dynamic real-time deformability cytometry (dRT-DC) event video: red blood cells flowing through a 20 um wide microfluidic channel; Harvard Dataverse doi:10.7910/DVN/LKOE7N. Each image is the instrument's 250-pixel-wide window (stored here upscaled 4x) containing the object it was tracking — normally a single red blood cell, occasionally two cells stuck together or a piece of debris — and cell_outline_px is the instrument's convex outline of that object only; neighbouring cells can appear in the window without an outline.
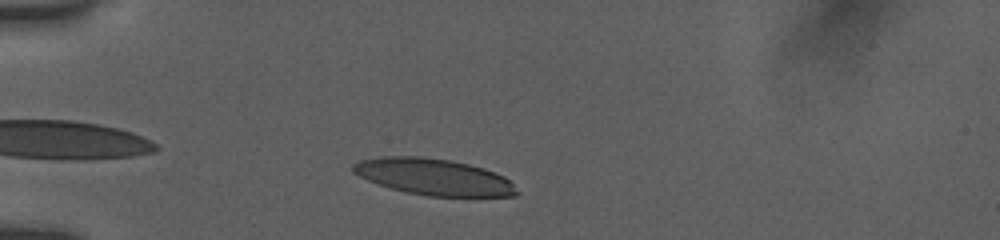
{"species": "human", "species_latin": "Homo sapiens", "temperature_condition": "room temperature", "stored_images_in_passage": 8, "camera_frame_rate_fps": 3000, "um_per_image_px": 0.085, "donor": {"sex": "female"}, "frame": {"image": 1, "passage_image": 2, "time_ms": 0.667, "image_size_px": [1000, 240], "cell_outline_px": [[520, 192], [516, 196], [428, 196], [408, 192], [392, 188], [368, 180], [352, 172], [352, 164], [360, 160], [380, 156], [420, 156], [452, 160], [468, 164], [504, 176]], "centroid_in_image_um": [36.84, 15.02], "position_along_channel_um": 48.2, "area_um2": 34.45}}
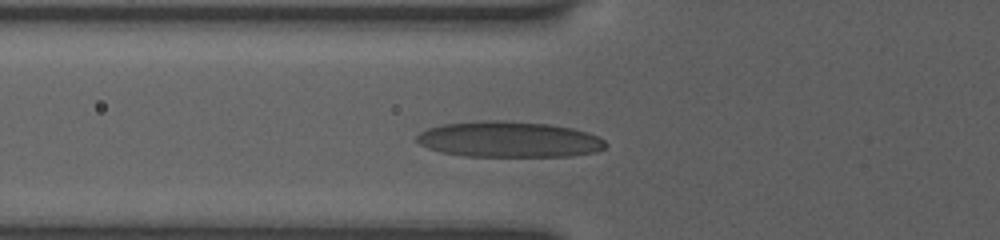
{"frame": {"image": 2, "passage_image": 7, "time_ms": 2.333, "image_size_px": [1000, 240], "cell_outline_px": [[608, 144], [604, 148], [596, 152], [572, 156], [464, 156], [440, 152], [428, 148], [420, 144], [416, 140], [416, 136], [420, 132], [428, 128], [444, 124], [480, 120], [504, 120], [548, 124], [572, 128], [588, 132], [604, 140]], "centroid_in_image_um": [43.26, 11.85], "position_along_channel_um": 82.5, "area_um2": 39.59}}